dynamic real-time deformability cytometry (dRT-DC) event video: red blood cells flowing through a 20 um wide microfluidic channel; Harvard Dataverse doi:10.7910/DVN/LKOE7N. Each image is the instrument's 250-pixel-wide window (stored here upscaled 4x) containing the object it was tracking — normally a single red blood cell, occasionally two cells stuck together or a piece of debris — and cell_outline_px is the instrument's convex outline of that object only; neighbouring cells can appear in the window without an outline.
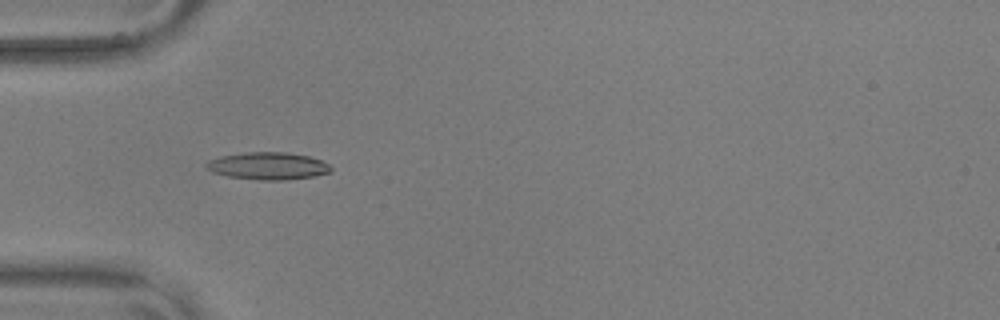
{"species": "common noctule bat (a hibernating species)", "species_latin": "Nyctalus noctula", "temperature_condition": "warm", "stored_images_in_passage": 55, "camera_frame_rate_fps": 3000, "um_per_image_px": 0.085, "animal": {"sex": "male", "body_mass_g": 17.9, "forearm_length_mm": 54.2}, "frame": {"image": 1, "passage_image": 17, "time_ms": 5.333, "image_size_px": [1000, 320], "cell_outline_px": [[332, 172], [312, 176], [284, 180], [260, 180], [228, 176], [212, 172], [204, 164], [208, 160], [220, 156], [244, 152], [288, 152], [308, 156], [320, 160], [328, 164], [332, 168]], "centroid_in_image_um": [22.76, 14.1], "position_along_channel_um": 62.2, "area_um2": 19.83}}
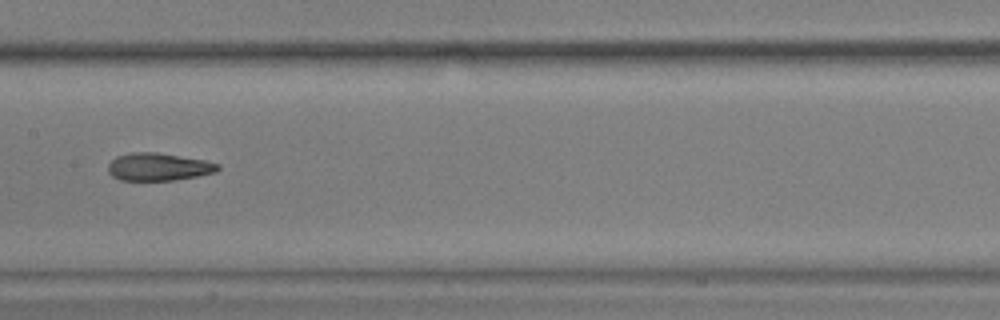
{"frame": {"image": 2, "passage_image": 28, "time_ms": 9.0, "image_size_px": [1000, 320], "cell_outline_px": [[220, 168], [216, 172], [196, 176], [172, 180], [120, 180], [112, 176], [108, 172], [108, 164], [116, 156], [132, 152], [156, 152], [204, 160], [220, 164]], "centroid_in_image_um": [13.45, 14.18], "position_along_channel_um": 193.9, "area_um2": 17.63}}
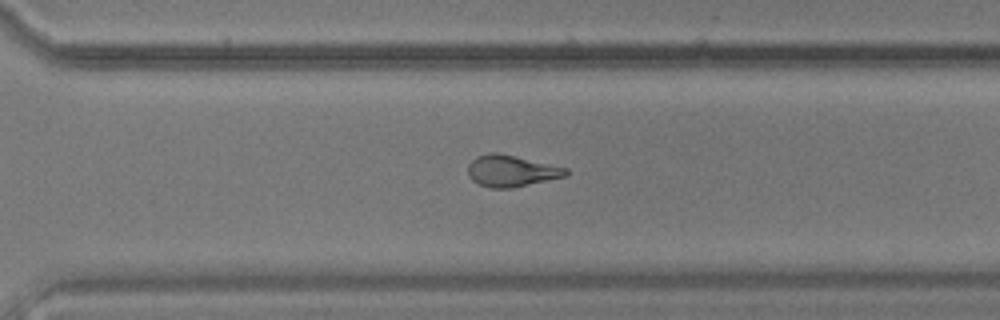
{"frame": {"image": 3, "passage_image": 39, "time_ms": 12.667, "image_size_px": [1000, 320], "cell_outline_px": [[568, 176], [512, 188], [488, 188], [472, 180], [468, 176], [468, 164], [476, 156], [488, 152], [496, 152], [568, 168]], "centroid_in_image_um": [43.45, 14.53], "position_along_channel_um": 327.2, "area_um2": 18.03}, "authors_computed_cell_mechanics": {"area_um2": 18.2648, "velocity_mm_per_s": 3.6445, "shape_relaxation_time_tau1_ms": 5.5647, "shape_relaxation_time_tau2_ms": 2.4872, "deformation_change_tau1": 0.1936, "deformation_change_tau2": 0.0967}}